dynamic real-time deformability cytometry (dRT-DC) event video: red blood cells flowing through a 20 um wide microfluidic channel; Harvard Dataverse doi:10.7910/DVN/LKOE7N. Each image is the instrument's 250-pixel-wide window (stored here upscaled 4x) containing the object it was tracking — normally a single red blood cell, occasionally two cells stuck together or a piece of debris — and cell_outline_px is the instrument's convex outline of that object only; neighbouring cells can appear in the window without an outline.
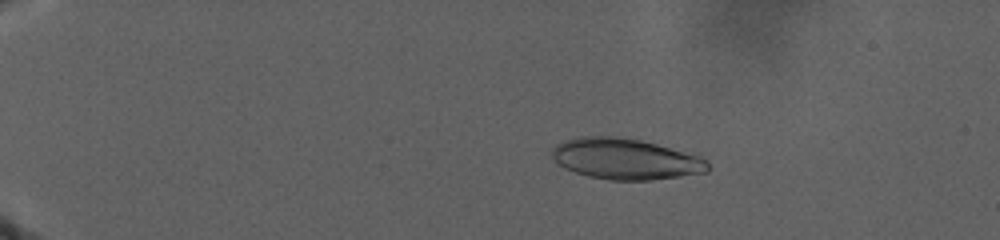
{"species": "human", "species_latin": "Homo sapiens", "temperature_condition": "warm", "stored_images_in_passage": 103, "camera_frame_rate_fps": 3000, "um_per_image_px": 0.085, "donor": {"sex": "male"}, "frame": {"image": 1, "passage_image": 27, "time_ms": 7.667, "image_size_px": [1000, 240], "cell_outline_px": [[708, 172], [680, 176], [648, 180], [608, 180], [588, 176], [564, 168], [552, 156], [552, 148], [556, 144], [564, 140], [576, 136], [612, 136], [640, 140], [700, 152], [708, 160]], "centroid_in_image_um": [53.27, 13.49], "position_along_channel_um": 31.7, "area_um2": 37.97}}
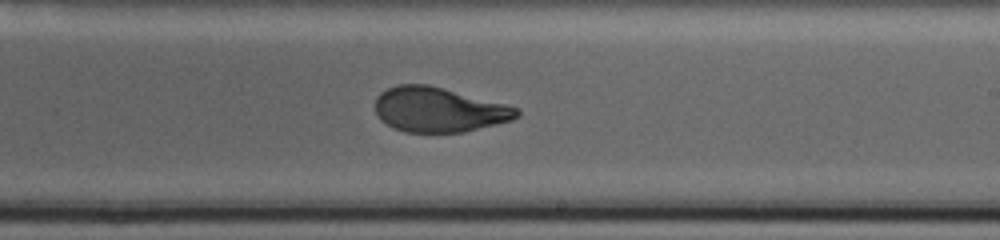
{"frame": {"image": 2, "passage_image": 70, "time_ms": 23.333, "image_size_px": [1000, 240], "cell_outline_px": [[520, 116], [512, 120], [464, 132], [404, 132], [392, 128], [380, 120], [376, 112], [376, 96], [380, 92], [396, 84], [428, 84], [520, 108]], "centroid_in_image_um": [37.27, 9.32], "position_along_channel_um": 251.7, "area_um2": 36.99}}
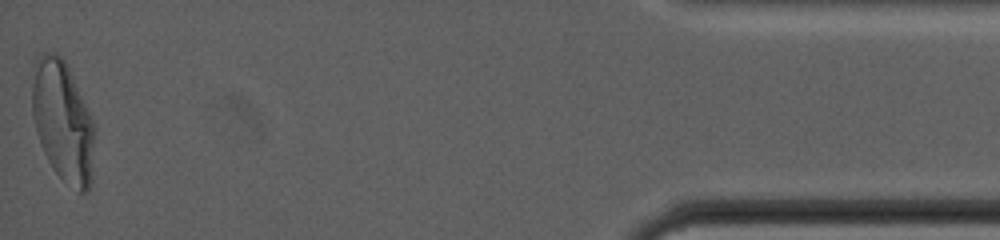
{"frame": {"image": 3, "passage_image": 103, "time_ms": 35.0, "image_size_px": [1000, 240], "cell_outline_px": [[92, 180], [88, 192], [80, 192], [60, 176], [52, 168], [40, 144], [36, 132], [32, 112], [32, 68], [36, 56], [44, 52], [56, 52], [64, 60], [68, 68], [92, 120]], "centroid_in_image_um": [5.28, 10.27], "position_along_channel_um": 429.9, "area_um2": 43.23}, "authors_computed_cell_mechanics": {"area_um2": 37.9168, "velocity_mm_per_s": 2.1251, "shape_relaxation_time_tau1_ms": null, "shape_relaxation_time_tau2_ms": 1.7075, "deformation_change_tau1": null, "deformation_change_tau2": 0.0747}}